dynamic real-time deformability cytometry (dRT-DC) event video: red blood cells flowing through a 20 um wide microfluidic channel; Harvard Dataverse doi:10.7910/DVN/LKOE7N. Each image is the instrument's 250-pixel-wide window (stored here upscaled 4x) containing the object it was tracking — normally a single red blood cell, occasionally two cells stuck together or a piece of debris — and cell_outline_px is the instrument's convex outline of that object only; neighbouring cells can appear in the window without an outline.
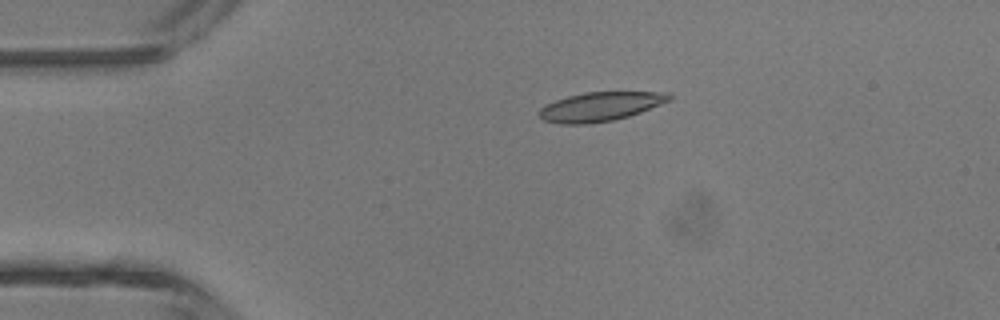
{"species": "common noctule bat (a hibernating species)", "species_latin": "Nyctalus noctula", "temperature_condition": "room temperature", "stored_images_in_passage": 2, "camera_frame_rate_fps": 3000, "um_per_image_px": 0.085, "animal": {"sex": "male", "body_mass_g": 13.3}, "frame": {"image": 1, "passage_image": 1, "time_ms": 0.0, "image_size_px": [1000, 320], "cell_outline_px": [[672, 100], [640, 112], [628, 116], [612, 120], [588, 124], [560, 124], [544, 120], [540, 116], [540, 108], [556, 100], [568, 96], [584, 92], [668, 92], [672, 96]], "centroid_in_image_um": [51.06, 9.05], "position_along_channel_um": 33.9, "area_um2": 21.85}}